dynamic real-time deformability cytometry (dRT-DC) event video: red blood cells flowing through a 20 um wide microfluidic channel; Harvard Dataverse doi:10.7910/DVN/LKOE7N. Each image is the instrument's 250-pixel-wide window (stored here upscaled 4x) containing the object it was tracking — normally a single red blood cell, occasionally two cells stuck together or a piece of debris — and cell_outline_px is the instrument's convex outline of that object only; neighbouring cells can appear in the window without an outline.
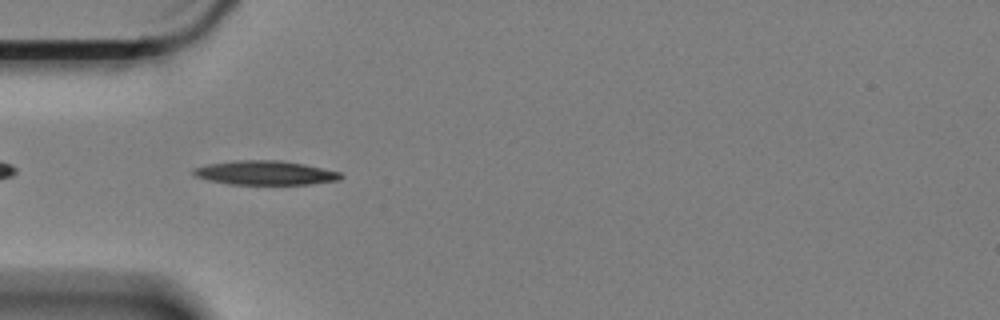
{"species": "Egyptian fruit bat (a non-hibernating species)", "species_latin": "Rousettus aegyptiacus", "temperature_condition": "cold", "stored_images_in_passage": 41, "camera_frame_rate_fps": 3000, "um_per_image_px": 0.085, "animal": {"sex": "female"}, "frame": {"image": 1, "passage_image": 3, "time_ms": 0.667, "image_size_px": [1000, 320], "cell_outline_px": [[344, 176], [340, 180], [308, 184], [228, 184], [208, 180], [192, 176], [192, 168], [208, 164], [236, 160], [280, 160], [304, 164], [340, 172]], "centroid_in_image_um": [22.5, 14.69], "position_along_channel_um": 62.5, "area_um2": 20.81}}
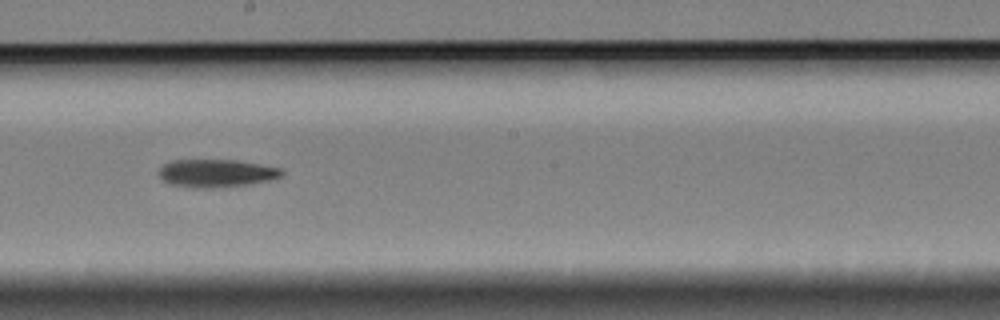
{"frame": {"image": 2, "passage_image": 18, "time_ms": 5.667, "image_size_px": [1000, 320], "cell_outline_px": [[284, 176], [272, 180], [248, 184], [212, 188], [192, 188], [168, 184], [160, 180], [160, 168], [168, 160], [236, 160], [280, 168], [284, 172]], "centroid_in_image_um": [18.37, 14.73], "position_along_channel_um": 229.8, "area_um2": 20.17}}
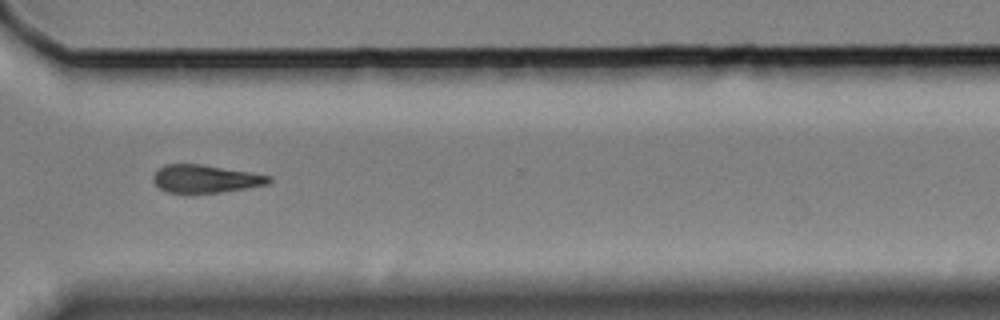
{"frame": {"image": 3, "passage_image": 29, "time_ms": 9.333, "image_size_px": [1000, 320], "cell_outline_px": [[272, 180], [268, 184], [248, 188], [220, 192], [168, 192], [160, 188], [152, 180], [152, 176], [164, 164], [200, 164], [252, 172], [272, 176]], "centroid_in_image_um": [17.5, 15.18], "position_along_channel_um": 353.1, "area_um2": 18.67}, "authors_computed_cell_mechanics": {"area_um2": 19.8832, "velocity_mm_per_s": 3.3635, "shape_relaxation_time_tau1_ms": 2.8388, "shape_relaxation_time_tau2_ms": null, "deformation_change_tau1": 0.1103, "deformation_change_tau2": null}}